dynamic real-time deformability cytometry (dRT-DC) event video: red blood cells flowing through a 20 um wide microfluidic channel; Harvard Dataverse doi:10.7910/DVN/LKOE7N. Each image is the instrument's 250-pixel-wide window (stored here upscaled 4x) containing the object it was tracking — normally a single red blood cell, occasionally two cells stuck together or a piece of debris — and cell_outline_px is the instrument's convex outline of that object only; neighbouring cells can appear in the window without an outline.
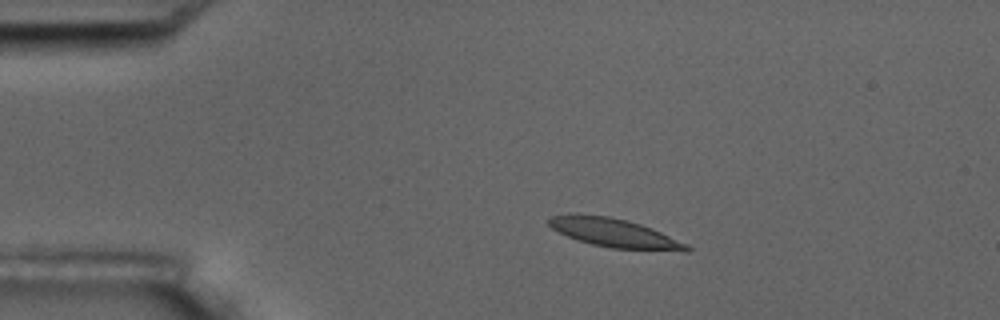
{"species": "common noctule bat (a hibernating species)", "species_latin": "Nyctalus noctula", "temperature_condition": "room temperature", "stored_images_in_passage": 4, "camera_frame_rate_fps": 3000, "um_per_image_px": 0.085, "animal": {"sex": "male", "body_mass_g": 17.5, "forearm_length_mm": 52.3}, "frame": {"image": 1, "passage_image": 1, "time_ms": 0.0, "image_size_px": [1000, 320], "cell_outline_px": [[692, 248], [688, 252], [684, 252], [612, 248], [592, 244], [568, 236], [552, 228], [548, 224], [548, 220], [552, 216], [608, 216], [628, 220], [652, 228], [688, 244]], "centroid_in_image_um": [52.38, 19.85], "position_along_channel_um": 32.6, "area_um2": 22.54}}
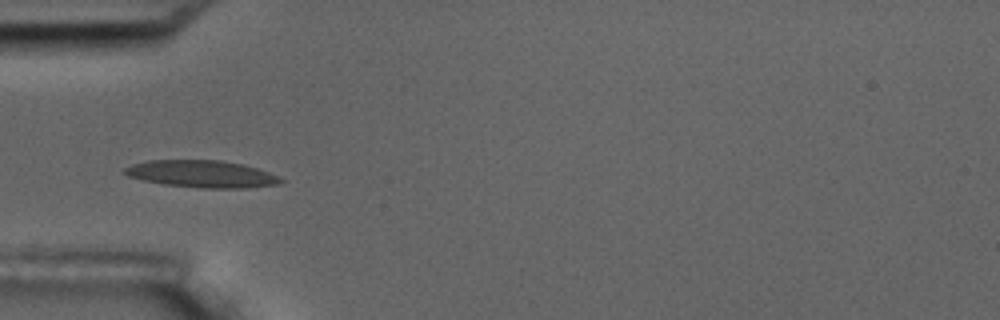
{"frame": {"image": 2, "passage_image": 3, "time_ms": 2.333, "image_size_px": [1000, 320], "cell_outline_px": [[284, 180], [280, 184], [248, 188], [200, 188], [164, 184], [144, 180], [128, 176], [120, 172], [124, 168], [132, 164], [148, 160], [220, 160], [240, 164], [256, 168], [280, 176]], "centroid_in_image_um": [17.14, 14.79], "position_along_channel_um": 67.9, "area_um2": 24.74}}